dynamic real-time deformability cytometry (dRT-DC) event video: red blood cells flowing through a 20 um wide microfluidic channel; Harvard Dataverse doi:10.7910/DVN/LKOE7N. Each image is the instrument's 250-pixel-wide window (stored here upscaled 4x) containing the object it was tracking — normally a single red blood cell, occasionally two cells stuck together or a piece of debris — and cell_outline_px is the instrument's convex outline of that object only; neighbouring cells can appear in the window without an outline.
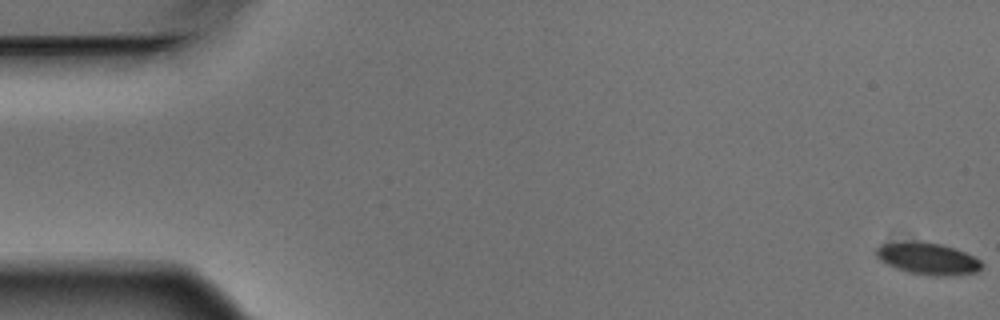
{"species": "Egyptian fruit bat (a non-hibernating species)", "species_latin": "Rousettus aegyptiacus", "temperature_condition": "warm", "stored_images_in_passage": 11, "camera_frame_rate_fps": 3000, "um_per_image_px": 0.085, "animal": {"sex": "male"}, "frame": {"image": 1, "passage_image": 1, "time_ms": 0.0, "image_size_px": [1000, 320], "cell_outline_px": [[984, 264], [976, 272], [948, 276], [932, 276], [908, 272], [896, 268], [880, 260], [876, 256], [876, 248], [880, 244], [904, 240], [920, 240], [940, 244], [964, 252], [980, 260]], "centroid_in_image_um": [78.82, 21.96], "position_along_channel_um": 6.2, "area_um2": 19.77}}
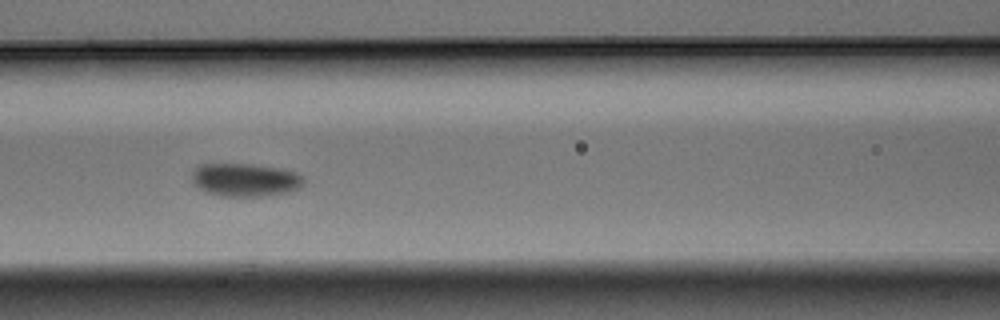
{"frame": {"image": 2, "passage_image": 7, "time_ms": 2.0, "image_size_px": [1000, 320], "cell_outline_px": [[304, 184], [300, 188], [292, 192], [264, 196], [220, 196], [204, 192], [192, 184], [192, 172], [200, 164], [252, 164], [284, 168], [296, 172], [304, 180]], "centroid_in_image_um": [20.85, 15.29], "position_along_channel_um": 145.8, "area_um2": 22.02}}
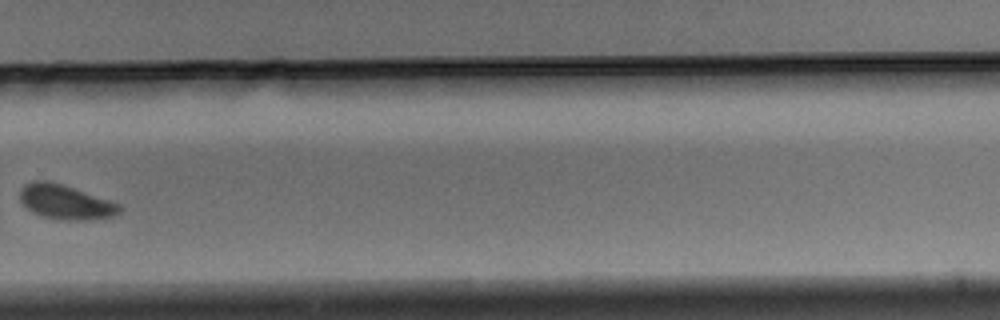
{"frame": {"image": 3, "passage_image": 11, "time_ms": 3.333, "image_size_px": [1000, 320], "cell_outline_px": [[124, 208], [120, 212], [112, 216], [84, 220], [60, 220], [40, 216], [24, 208], [20, 200], [20, 188], [24, 184], [36, 180], [48, 180], [64, 184], [120, 204]], "centroid_in_image_um": [5.52, 17.17], "position_along_channel_um": 324.3, "area_um2": 20.35}}